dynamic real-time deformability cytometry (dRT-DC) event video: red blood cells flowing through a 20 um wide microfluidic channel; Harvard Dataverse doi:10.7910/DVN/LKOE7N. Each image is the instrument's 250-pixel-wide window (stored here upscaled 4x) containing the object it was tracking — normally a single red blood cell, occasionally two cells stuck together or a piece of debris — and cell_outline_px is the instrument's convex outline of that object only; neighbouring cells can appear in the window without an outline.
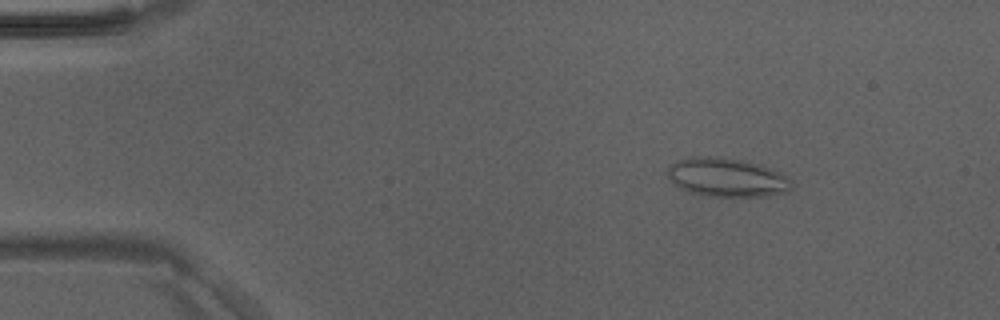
{"species": "Egyptian fruit bat (a non-hibernating species)", "species_latin": "Rousettus aegyptiacus", "temperature_condition": "room temperature", "stored_images_in_passage": 48, "camera_frame_rate_fps": 3000, "um_per_image_px": 0.085, "animal": {"sex": "male"}, "frame": {"image": 1, "passage_image": 7, "time_ms": 2.0, "image_size_px": [1000, 320], "cell_outline_px": [[792, 188], [788, 192], [768, 196], [712, 196], [688, 192], [680, 188], [668, 176], [668, 168], [676, 160], [692, 156], [720, 156], [740, 160], [756, 164], [780, 172], [788, 176], [792, 184]], "centroid_in_image_um": [61.8, 15.08], "position_along_channel_um": 23.2, "area_um2": 27.98}}
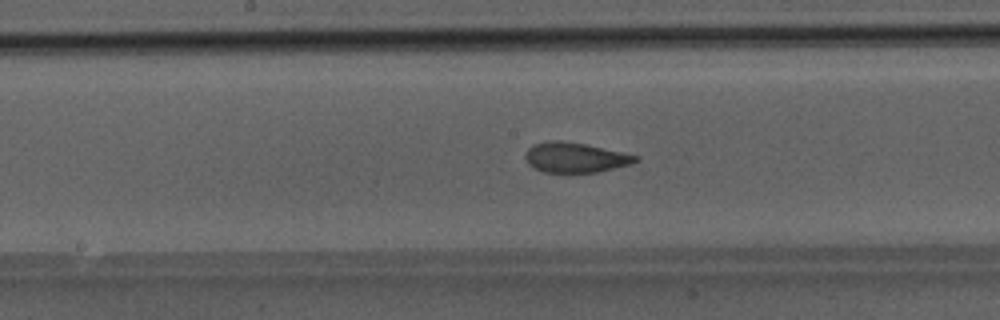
{"frame": {"image": 2, "passage_image": 25, "time_ms": 8.0, "image_size_px": [1000, 320], "cell_outline_px": [[640, 160], [628, 164], [600, 172], [568, 176], [544, 172], [528, 164], [524, 156], [528, 148], [532, 144], [552, 140], [560, 140], [584, 144], [640, 156]], "centroid_in_image_um": [48.86, 13.44], "position_along_channel_um": 199.3, "area_um2": 19.94}}
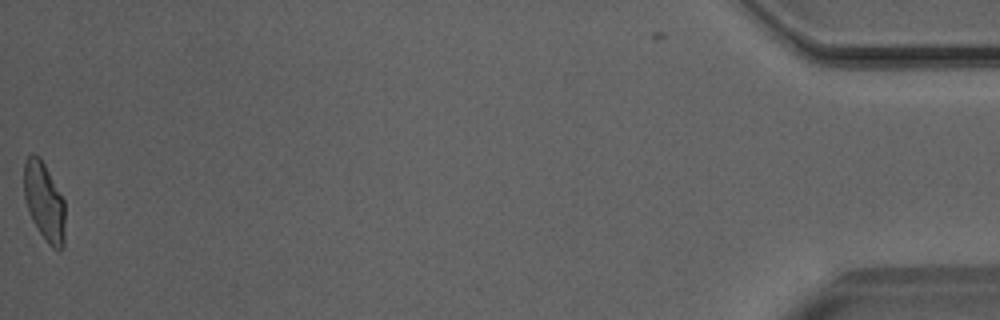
{"frame": {"image": 3, "passage_image": 48, "time_ms": 15.667, "image_size_px": [1000, 320], "cell_outline_px": [[64, 248], [52, 248], [48, 244], [32, 220], [24, 200], [24, 160], [32, 152], [40, 156], [64, 200]], "centroid_in_image_um": [3.74, 17.1], "position_along_channel_um": 431.5, "area_um2": 18.79}}